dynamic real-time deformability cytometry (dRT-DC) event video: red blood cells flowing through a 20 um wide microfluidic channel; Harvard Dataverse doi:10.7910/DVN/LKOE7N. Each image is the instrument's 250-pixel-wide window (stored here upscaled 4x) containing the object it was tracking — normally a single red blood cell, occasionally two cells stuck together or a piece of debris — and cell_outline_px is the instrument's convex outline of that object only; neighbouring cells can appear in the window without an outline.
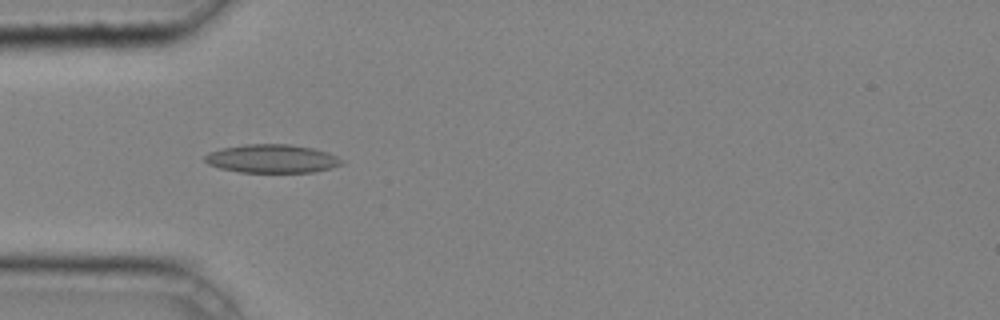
{"species": "common noctule bat (a hibernating species)", "species_latin": "Nyctalus noctula", "temperature_condition": "cold", "stored_images_in_passage": 32, "camera_frame_rate_fps": 3000, "um_per_image_px": 0.085, "animal": {"sex": "male", "body_mass_g": 20.4}, "frame": {"image": 1, "passage_image": 1, "time_ms": 0.0, "image_size_px": [1000, 320], "cell_outline_px": [[344, 164], [332, 168], [316, 172], [240, 172], [220, 168], [208, 164], [204, 160], [204, 156], [208, 152], [220, 148], [244, 144], [292, 144], [312, 148], [336, 156], [344, 160]], "centroid_in_image_um": [23.11, 13.49], "position_along_channel_um": 61.9, "area_um2": 22.83}}
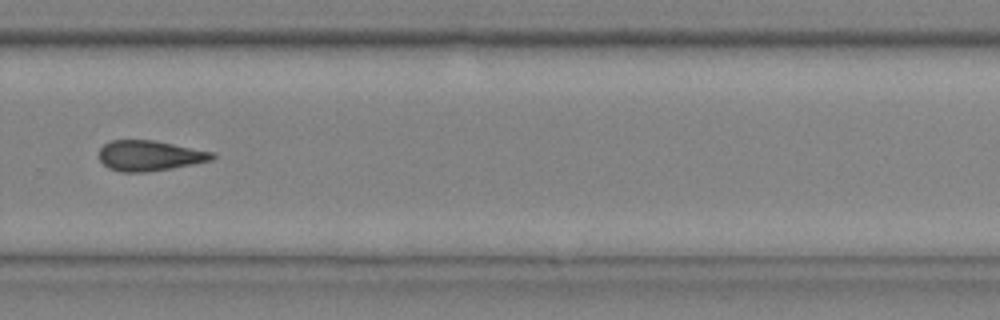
{"frame": {"image": 2, "passage_image": 19, "time_ms": 6.0, "image_size_px": [1000, 320], "cell_outline_px": [[216, 156], [212, 160], [172, 168], [144, 172], [120, 172], [108, 168], [100, 160], [100, 148], [104, 144], [112, 140], [156, 140], [216, 152]], "centroid_in_image_um": [12.75, 13.22], "position_along_channel_um": 317.0, "area_um2": 20.17}}
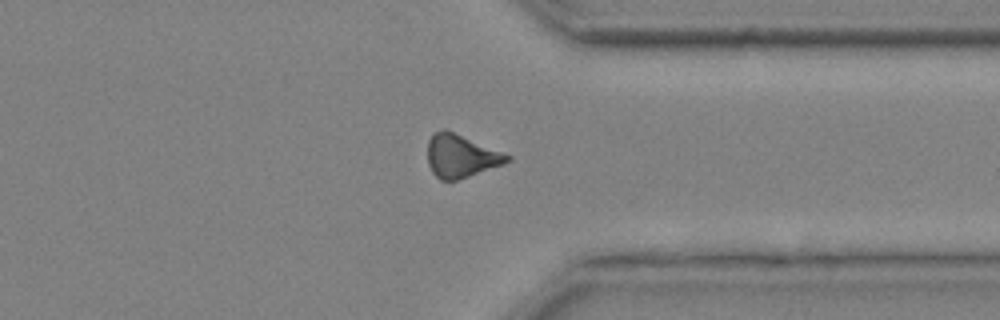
{"frame": {"image": 3, "passage_image": 23, "time_ms": 7.333, "image_size_px": [1000, 320], "cell_outline_px": [[512, 160], [504, 164], [456, 180], [440, 180], [432, 172], [428, 164], [428, 140], [436, 132], [444, 128], [448, 128], [512, 156]], "centroid_in_image_um": [39.19, 13.23], "position_along_channel_um": 372.2, "area_um2": 20.11}}